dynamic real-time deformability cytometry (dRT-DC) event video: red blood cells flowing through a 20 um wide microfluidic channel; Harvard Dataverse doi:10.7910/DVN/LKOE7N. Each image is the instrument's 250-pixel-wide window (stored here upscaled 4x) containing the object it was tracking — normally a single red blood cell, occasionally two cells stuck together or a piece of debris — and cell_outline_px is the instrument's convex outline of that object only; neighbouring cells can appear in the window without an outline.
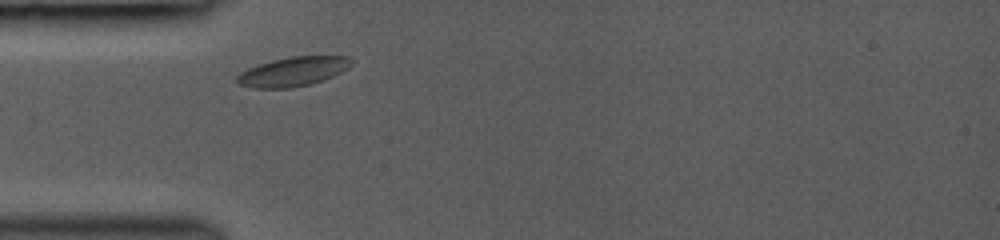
{"species": "common noctule bat (a hibernating species)", "species_latin": "Nyctalus noctula", "temperature_condition": "room temperature", "stored_images_in_passage": 4, "camera_frame_rate_fps": 3000, "um_per_image_px": 0.085, "animal": {"sex": "female", "body_mass_g": 19.0, "forearm_length_mm": 53.3}, "frame": {"image": 1, "passage_image": 1, "time_ms": 0.0, "image_size_px": [1000, 240], "cell_outline_px": [[352, 64], [348, 68], [324, 80], [308, 84], [288, 88], [252, 88], [240, 84], [236, 80], [236, 76], [240, 72], [248, 68], [272, 60], [292, 56], [352, 56]], "centroid_in_image_um": [24.91, 6.07], "position_along_channel_um": 60.1, "area_um2": 19.42}}
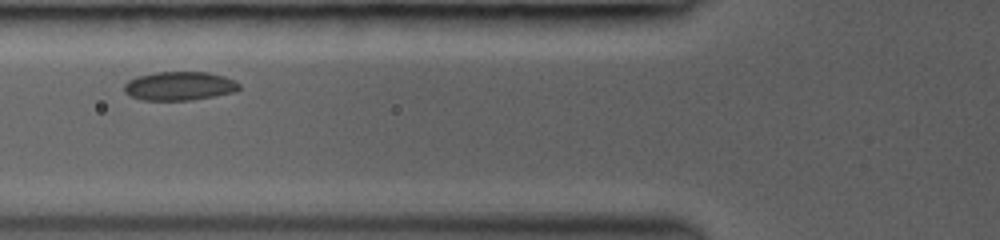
{"frame": {"image": 2, "passage_image": 3, "time_ms": 1.333, "image_size_px": [1000, 240], "cell_outline_px": [[240, 88], [236, 92], [216, 96], [192, 100], [140, 100], [128, 96], [124, 92], [124, 84], [128, 80], [136, 76], [156, 72], [208, 72], [224, 76], [240, 84]], "centroid_in_image_um": [15.22, 7.32], "position_along_channel_um": 110.6, "area_um2": 19.54}}